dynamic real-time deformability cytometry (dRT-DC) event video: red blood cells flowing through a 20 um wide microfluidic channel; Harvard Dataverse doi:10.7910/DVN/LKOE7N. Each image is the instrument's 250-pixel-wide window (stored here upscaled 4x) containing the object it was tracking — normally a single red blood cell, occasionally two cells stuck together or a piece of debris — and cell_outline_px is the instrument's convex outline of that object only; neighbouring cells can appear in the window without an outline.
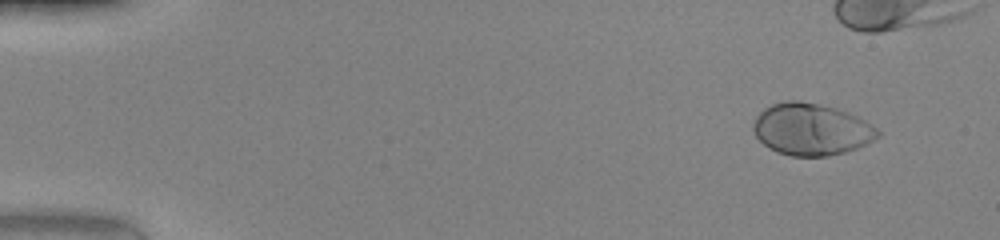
{"species": "human", "species_latin": "Homo sapiens", "temperature_condition": "warm", "stored_images_in_passage": 37, "camera_frame_rate_fps": 3000, "um_per_image_px": 0.085, "donor": {"sex": "female"}, "frame": {"image": 1, "passage_image": 1, "time_ms": 0.0, "image_size_px": [1000, 240], "cell_outline_px": [[880, 136], [856, 148], [844, 152], [828, 156], [792, 156], [776, 152], [768, 148], [756, 136], [752, 128], [752, 124], [756, 116], [764, 108], [772, 104], [784, 100], [796, 100], [820, 104], [836, 108], [848, 112], [872, 124], [880, 132]], "centroid_in_image_um": [68.93, 10.98], "position_along_channel_um": 16.1, "area_um2": 37.69}}
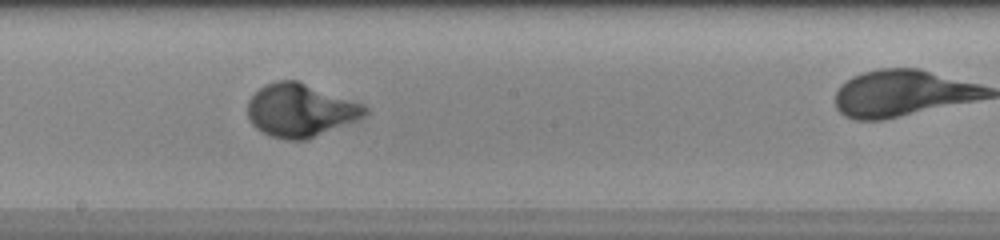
{"frame": {"image": 2, "passage_image": 25, "time_ms": 8.0, "image_size_px": [1000, 240], "cell_outline_px": [[368, 112], [364, 116], [308, 140], [284, 140], [272, 136], [256, 128], [248, 120], [248, 100], [264, 84], [276, 80], [296, 80], [364, 104], [368, 108]], "centroid_in_image_um": [25.51, 9.38], "position_along_channel_um": 222.7, "area_um2": 36.18}}
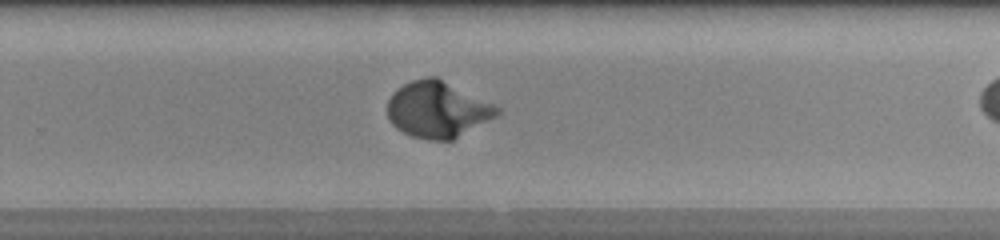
{"frame": {"image": 3, "passage_image": 30, "time_ms": 9.667, "image_size_px": [1000, 240], "cell_outline_px": [[500, 112], [496, 116], [452, 140], [428, 140], [412, 136], [396, 128], [388, 120], [388, 100], [392, 92], [396, 88], [412, 80], [424, 76], [436, 76], [500, 108]], "centroid_in_image_um": [37.14, 9.3], "position_along_channel_um": 292.7, "area_um2": 35.66}}